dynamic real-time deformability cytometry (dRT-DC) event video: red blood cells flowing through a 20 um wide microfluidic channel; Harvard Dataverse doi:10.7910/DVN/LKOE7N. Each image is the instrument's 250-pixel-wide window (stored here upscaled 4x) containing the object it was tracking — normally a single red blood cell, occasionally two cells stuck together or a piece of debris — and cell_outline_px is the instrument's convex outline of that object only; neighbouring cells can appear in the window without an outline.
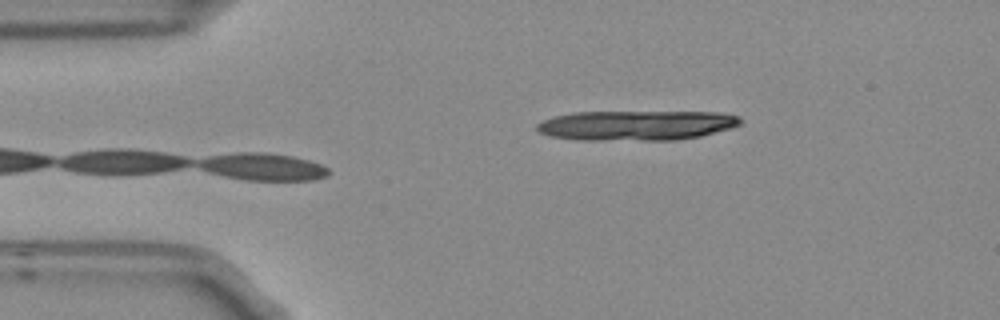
{"species": "Egyptian fruit bat (a non-hibernating species)", "species_latin": "Rousettus aegyptiacus", "temperature_condition": "room temperature", "stored_images_in_passage": 4, "camera_frame_rate_fps": 3000, "um_per_image_px": 0.085, "frame": {"image": 1, "passage_image": 4, "time_ms": 1.0, "image_size_px": [1000, 320], "cell_outline_px": [[744, 120], [740, 124], [732, 128], [700, 136], [676, 140], [580, 140], [548, 136], [540, 132], [536, 128], [536, 124], [544, 120], [556, 116], [576, 112], [716, 112], [740, 116]], "centroid_in_image_um": [54.12, 10.66], "position_along_channel_um": 30.9, "area_um2": 35.55}}